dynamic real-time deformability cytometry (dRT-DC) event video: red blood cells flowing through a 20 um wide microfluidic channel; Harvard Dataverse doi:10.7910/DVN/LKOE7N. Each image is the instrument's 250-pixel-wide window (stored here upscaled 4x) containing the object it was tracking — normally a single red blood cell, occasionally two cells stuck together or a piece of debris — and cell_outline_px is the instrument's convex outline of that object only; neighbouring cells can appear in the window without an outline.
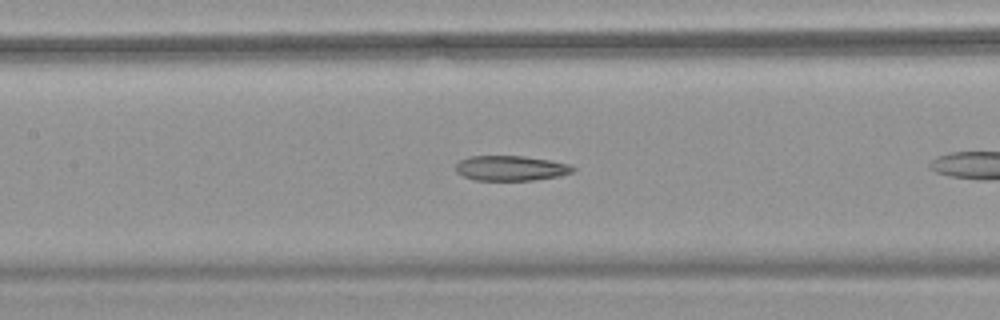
{"species": "common noctule bat (a hibernating species)", "species_latin": "Nyctalus noctula", "temperature_condition": "warm", "stored_images_in_passage": 25, "camera_frame_rate_fps": 3000, "um_per_image_px": 0.085, "animal": {"sex": "female", "body_mass_g": 18.4}, "frame": {"image": 1, "passage_image": 8, "time_ms": 2.333, "image_size_px": [1000, 320], "cell_outline_px": [[576, 168], [572, 172], [560, 176], [536, 180], [476, 180], [464, 176], [456, 172], [456, 164], [460, 160], [468, 156], [524, 156], [552, 160], [568, 164]], "centroid_in_image_um": [43.43, 14.29], "position_along_channel_um": 164.0, "area_um2": 17.17}}
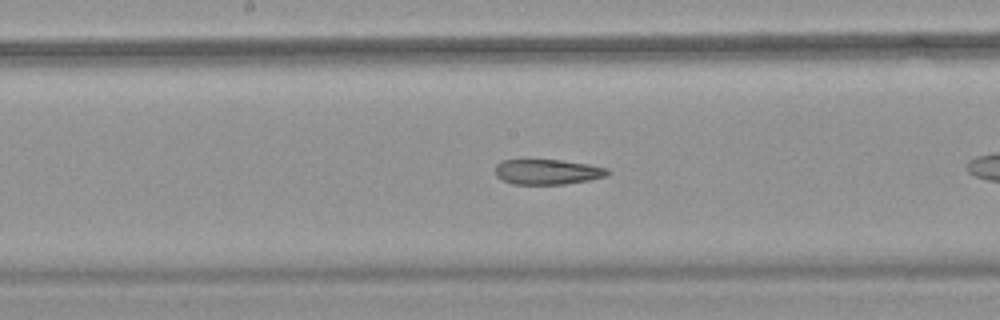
{"frame": {"image": 2, "passage_image": 11, "time_ms": 3.333, "image_size_px": [1000, 320], "cell_outline_px": [[612, 172], [608, 176], [588, 180], [564, 184], [512, 184], [496, 176], [496, 164], [500, 160], [560, 160], [588, 164], [608, 168]], "centroid_in_image_um": [46.57, 14.6], "position_along_channel_um": 201.6, "area_um2": 16.53}}